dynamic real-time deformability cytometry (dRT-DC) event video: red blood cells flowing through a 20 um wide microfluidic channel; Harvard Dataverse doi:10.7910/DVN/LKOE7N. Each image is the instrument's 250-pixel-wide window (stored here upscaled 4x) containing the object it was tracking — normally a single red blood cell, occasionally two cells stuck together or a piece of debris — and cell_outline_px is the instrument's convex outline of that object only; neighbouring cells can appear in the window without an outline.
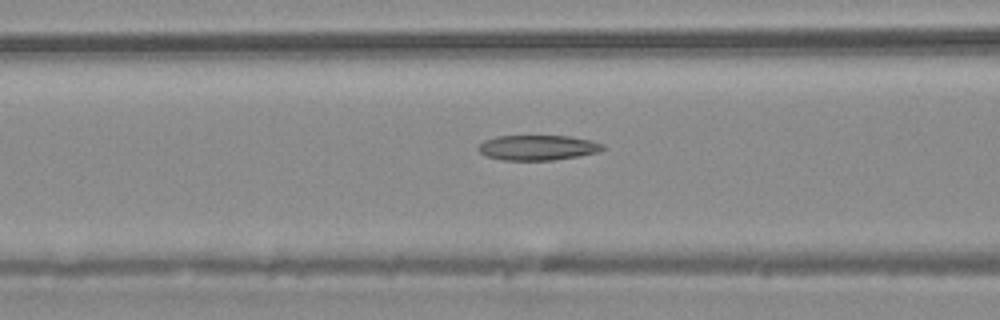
{"species": "common noctule bat (a hibernating species)", "species_latin": "Nyctalus noctula", "temperature_condition": "warm", "stored_images_in_passage": 43, "camera_frame_rate_fps": 3000, "um_per_image_px": 0.085, "animal": {"sex": "male", "body_mass_g": 20.4}, "frame": {"image": 1, "passage_image": 17, "time_ms": 5.333, "image_size_px": [1000, 320], "cell_outline_px": [[604, 148], [600, 152], [580, 156], [552, 160], [500, 160], [484, 156], [476, 148], [484, 140], [496, 136], [568, 136], [592, 140], [604, 144]], "centroid_in_image_um": [45.7, 12.55], "position_along_channel_um": 120.9, "area_um2": 18.44}}
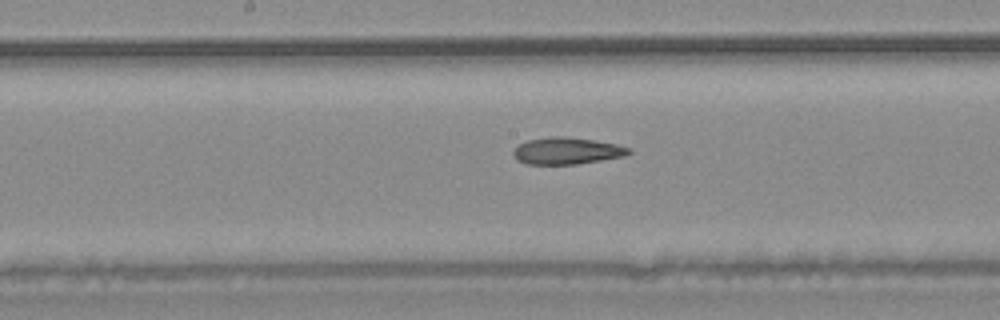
{"frame": {"image": 2, "passage_image": 22, "time_ms": 7.0, "image_size_px": [1000, 320], "cell_outline_px": [[632, 152], [624, 156], [576, 164], [528, 164], [516, 160], [512, 152], [520, 144], [528, 140], [548, 136], [564, 136], [592, 140], [616, 144], [632, 148]], "centroid_in_image_um": [48.18, 12.82], "position_along_channel_um": 200.0, "area_um2": 17.98}}
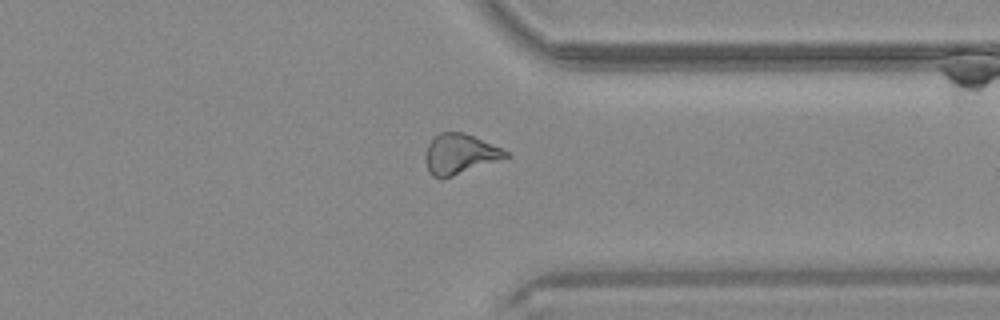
{"frame": {"image": 3, "passage_image": 33, "time_ms": 10.667, "image_size_px": [1000, 320], "cell_outline_px": [[512, 156], [444, 180], [440, 180], [432, 176], [428, 172], [428, 144], [440, 132], [464, 132], [504, 148]], "centroid_in_image_um": [39.16, 13.12], "position_along_channel_um": 372.2, "area_um2": 18.96}}